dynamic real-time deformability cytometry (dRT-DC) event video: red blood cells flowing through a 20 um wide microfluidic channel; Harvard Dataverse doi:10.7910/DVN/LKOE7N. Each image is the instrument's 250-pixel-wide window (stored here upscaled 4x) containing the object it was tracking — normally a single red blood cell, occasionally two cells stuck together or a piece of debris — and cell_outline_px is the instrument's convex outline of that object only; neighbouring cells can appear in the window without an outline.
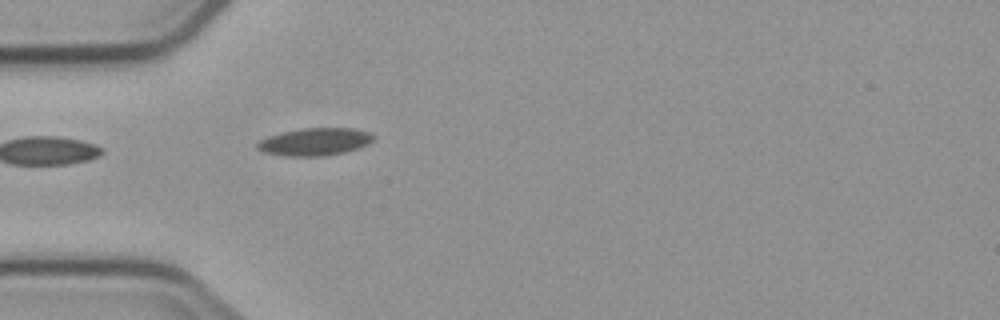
{"species": "common noctule bat (a hibernating species)", "species_latin": "Nyctalus noctula", "temperature_condition": "cold", "stored_images_in_passage": 1, "camera_frame_rate_fps": 3000, "um_per_image_px": 0.085, "animal": {"sex": "male", "body_mass_g": 23.1, "forearm_length_mm": 52.7}, "frame": {"image": 1, "passage_image": 1, "time_ms": 0.0, "image_size_px": [1000, 320], "cell_outline_px": [[376, 136], [368, 144], [344, 152], [324, 156], [284, 156], [260, 152], [256, 148], [256, 144], [260, 140], [268, 136], [300, 128], [352, 128], [368, 132]], "centroid_in_image_um": [26.71, 12.05], "position_along_channel_um": 58.3, "area_um2": 18.67}}